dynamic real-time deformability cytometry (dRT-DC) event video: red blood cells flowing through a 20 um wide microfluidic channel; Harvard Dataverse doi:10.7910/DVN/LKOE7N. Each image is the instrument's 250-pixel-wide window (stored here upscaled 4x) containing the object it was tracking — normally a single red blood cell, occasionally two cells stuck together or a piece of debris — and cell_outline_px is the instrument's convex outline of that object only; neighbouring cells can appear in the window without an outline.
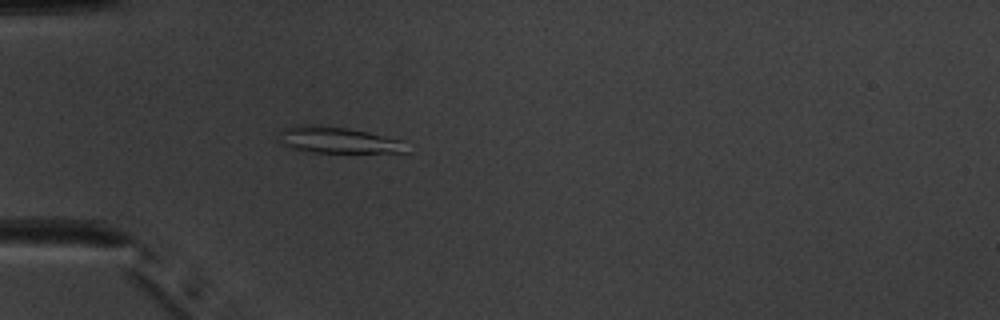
{"species": "common noctule bat (a hibernating species)", "species_latin": "Nyctalus noctula", "temperature_condition": "warm", "stored_images_in_passage": 38, "camera_frame_rate_fps": 3000, "um_per_image_px": 0.085, "animal": {"sex": "male", "body_mass_g": 20.1, "forearm_length_mm": 53.5}, "frame": {"image": 1, "passage_image": 2, "time_ms": 0.333, "image_size_px": [1000, 320], "cell_outline_px": [[408, 152], [312, 152], [292, 148], [276, 140], [280, 132], [284, 128], [300, 124], [312, 124], [348, 128], [368, 132], [400, 140]], "centroid_in_image_um": [28.63, 11.89], "position_along_channel_um": 56.4, "area_um2": 19.31}}
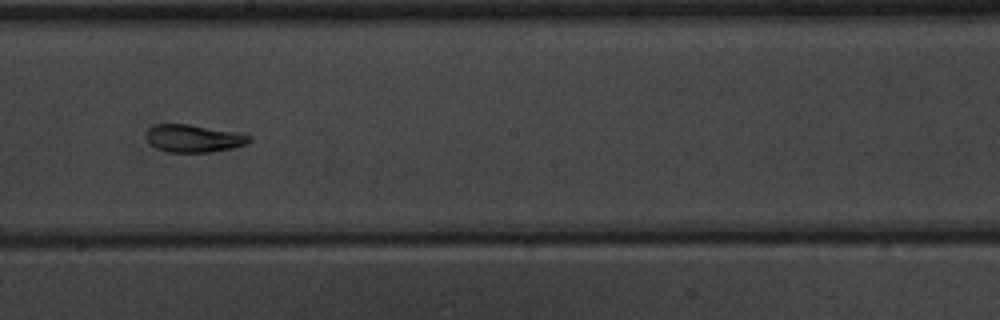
{"frame": {"image": 2, "passage_image": 16, "time_ms": 5.0, "image_size_px": [1000, 320], "cell_outline_px": [[252, 140], [248, 144], [232, 148], [212, 152], [168, 152], [156, 148], [148, 144], [144, 136], [148, 128], [156, 124], [188, 124], [240, 132], [252, 136]], "centroid_in_image_um": [16.46, 11.76], "position_along_channel_um": 231.7, "area_um2": 16.99}}
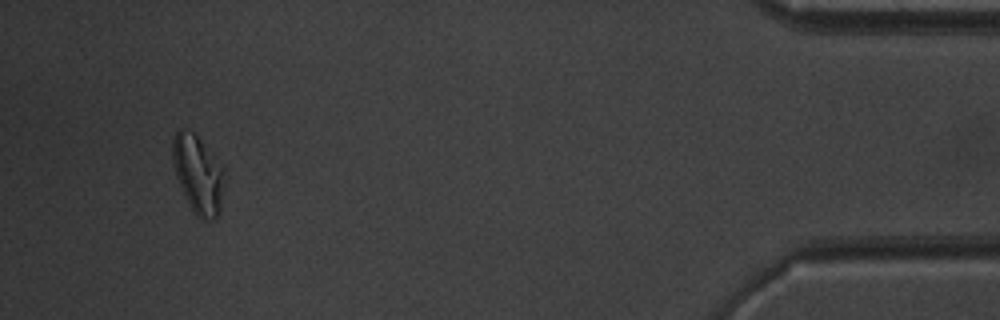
{"frame": {"image": 3, "passage_image": 35, "time_ms": 11.333, "image_size_px": [1000, 320], "cell_outline_px": [[224, 184], [220, 212], [216, 220], [200, 220], [196, 216], [176, 176], [172, 160], [172, 140], [176, 132], [180, 128], [192, 132], [200, 140], [220, 168]], "centroid_in_image_um": [16.81, 14.87], "position_along_channel_um": 418.4, "area_um2": 22.72}, "authors_computed_cell_mechanics": {"area_um2": 16.9932, "velocity_mm_per_s": 3.966, "shape_relaxation_time_tau1_ms": 5.2529, "shape_relaxation_time_tau2_ms": 3.3168, "deformation_change_tau1": 0.1495, "deformation_change_tau2": 0.0523}}